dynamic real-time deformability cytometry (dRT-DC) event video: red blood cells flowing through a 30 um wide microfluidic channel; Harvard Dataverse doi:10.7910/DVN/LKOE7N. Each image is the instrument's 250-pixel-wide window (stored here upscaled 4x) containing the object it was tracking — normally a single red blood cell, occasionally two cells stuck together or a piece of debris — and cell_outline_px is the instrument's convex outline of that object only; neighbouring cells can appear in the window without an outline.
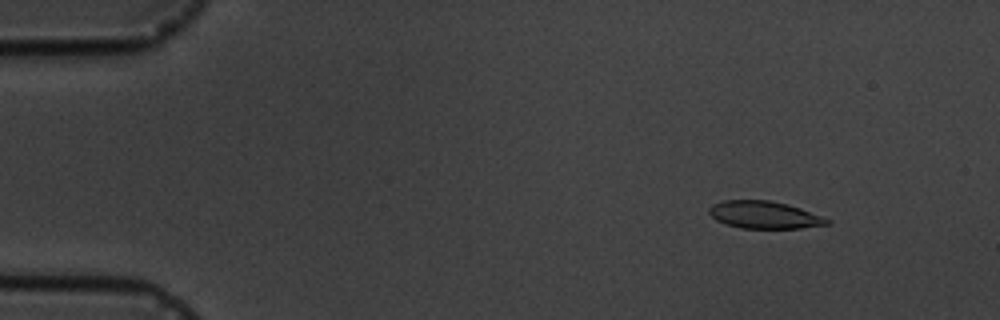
{"species": "common noctule bat (a hibernating species)", "species_latin": "Nyctalus noctula", "temperature_condition": "cold", "stored_images_in_passage": 6, "camera_frame_rate_fps": 3000, "um_per_image_px": 0.085, "animal": {"sex": "male", "body_mass_g": 19.5, "forearm_length_mm": 54.6}, "frame": {"image": 1, "passage_image": 3, "time_ms": 2.0, "image_size_px": [1000, 320], "cell_outline_px": [[832, 224], [800, 228], [740, 228], [716, 220], [708, 212], [708, 208], [712, 204], [724, 200], [768, 200], [788, 204], [800, 208], [832, 220]], "centroid_in_image_um": [64.98, 18.26], "position_along_channel_um": 20.0, "area_um2": 18.84}}
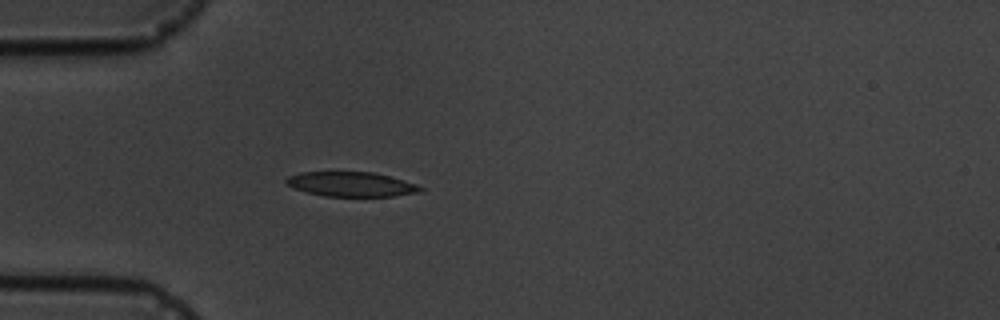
{"frame": {"image": 2, "passage_image": 6, "time_ms": 5.333, "image_size_px": [1000, 320], "cell_outline_px": [[424, 188], [420, 192], [392, 196], [324, 196], [308, 192], [296, 188], [288, 184], [284, 180], [288, 176], [300, 172], [372, 172], [388, 176], [416, 184]], "centroid_in_image_um": [29.85, 15.65], "position_along_channel_um": 55.1, "area_um2": 18.96}}